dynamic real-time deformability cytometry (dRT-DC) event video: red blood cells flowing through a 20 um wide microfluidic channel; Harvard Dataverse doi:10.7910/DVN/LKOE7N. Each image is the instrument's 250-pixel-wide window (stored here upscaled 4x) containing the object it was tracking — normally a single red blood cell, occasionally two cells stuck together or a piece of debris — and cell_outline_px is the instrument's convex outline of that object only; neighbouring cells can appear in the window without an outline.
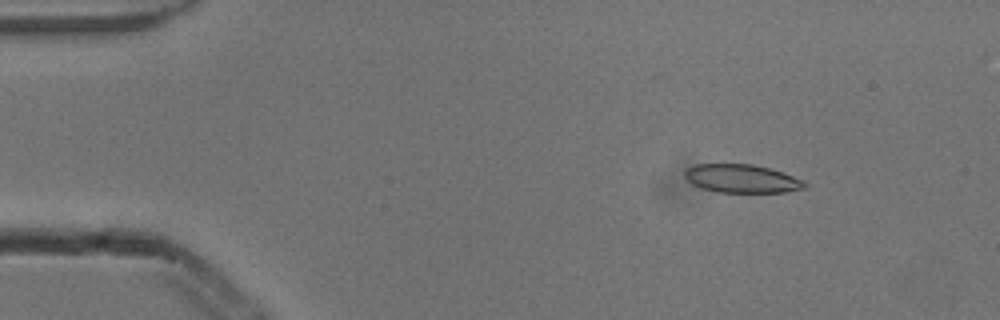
{"species": "common noctule bat (a hibernating species)", "species_latin": "Nyctalus noctula", "temperature_condition": "cold", "stored_images_in_passage": 3, "camera_frame_rate_fps": 3000, "um_per_image_px": 0.085, "animal": {"sex": "male", "body_mass_g": 13.3}, "frame": {"image": 1, "passage_image": 2, "time_ms": 0.333, "image_size_px": [1000, 320], "cell_outline_px": [[808, 184], [804, 188], [784, 192], [720, 192], [700, 188], [692, 184], [684, 176], [684, 172], [688, 168], [696, 164], [752, 164], [784, 172], [804, 180]], "centroid_in_image_um": [63.06, 15.18], "position_along_channel_um": 21.9, "area_um2": 19.83}}